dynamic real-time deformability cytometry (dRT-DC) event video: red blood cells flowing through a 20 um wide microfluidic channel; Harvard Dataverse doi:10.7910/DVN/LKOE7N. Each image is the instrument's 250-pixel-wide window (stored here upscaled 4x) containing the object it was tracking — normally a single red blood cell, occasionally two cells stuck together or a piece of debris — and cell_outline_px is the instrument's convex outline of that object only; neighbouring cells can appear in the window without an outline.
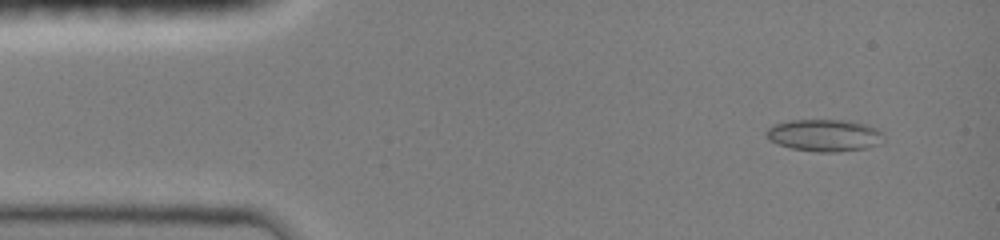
{"species": "common noctule bat (a hibernating species)", "species_latin": "Nyctalus noctula", "temperature_condition": "room temperature", "stored_images_in_passage": 13, "camera_frame_rate_fps": 3000, "um_per_image_px": 0.085, "animal": {"sex": "female", "body_mass_g": 19.0, "forearm_length_mm": 51.5}, "frame": {"image": 1, "passage_image": 2, "time_ms": 0.667, "image_size_px": [1000, 240], "cell_outline_px": [[884, 140], [880, 144], [868, 148], [836, 152], [816, 152], [792, 148], [776, 144], [768, 140], [764, 132], [768, 128], [776, 124], [788, 120], [844, 120], [868, 124], [884, 132]], "centroid_in_image_um": [70.1, 11.5], "position_along_channel_um": 14.9, "area_um2": 22.31}}
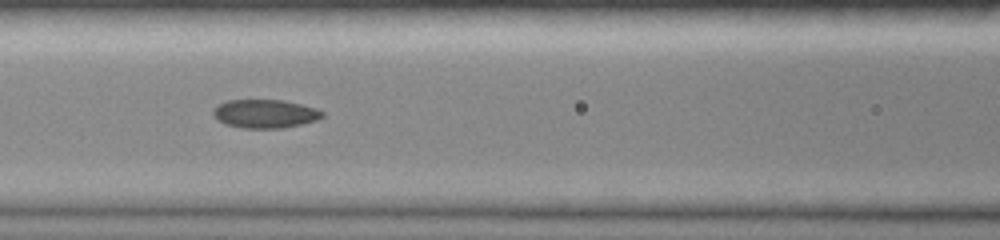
{"frame": {"image": 2, "passage_image": 10, "time_ms": 6.0, "image_size_px": [1000, 240], "cell_outline_px": [[324, 116], [316, 120], [284, 128], [244, 128], [224, 124], [212, 112], [216, 104], [228, 100], [284, 100], [316, 108], [324, 112]], "centroid_in_image_um": [22.53, 9.66], "position_along_channel_um": 144.1, "area_um2": 18.09}}
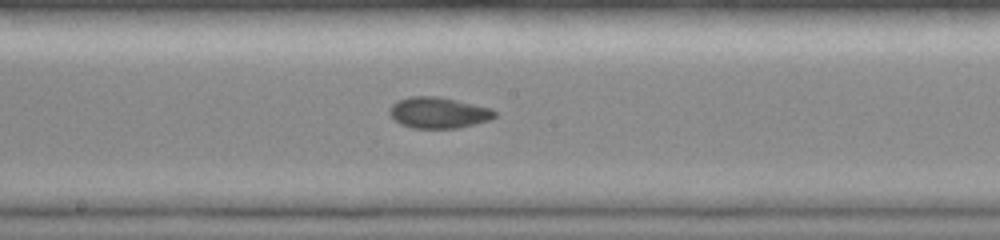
{"frame": {"image": 3, "passage_image": 13, "time_ms": 7.667, "image_size_px": [1000, 240], "cell_outline_px": [[496, 116], [488, 120], [476, 124], [456, 128], [412, 128], [400, 124], [388, 112], [388, 108], [396, 100], [408, 96], [440, 96], [492, 108], [496, 112]], "centroid_in_image_um": [37.25, 9.56], "position_along_channel_um": 211.0, "area_um2": 19.25}}